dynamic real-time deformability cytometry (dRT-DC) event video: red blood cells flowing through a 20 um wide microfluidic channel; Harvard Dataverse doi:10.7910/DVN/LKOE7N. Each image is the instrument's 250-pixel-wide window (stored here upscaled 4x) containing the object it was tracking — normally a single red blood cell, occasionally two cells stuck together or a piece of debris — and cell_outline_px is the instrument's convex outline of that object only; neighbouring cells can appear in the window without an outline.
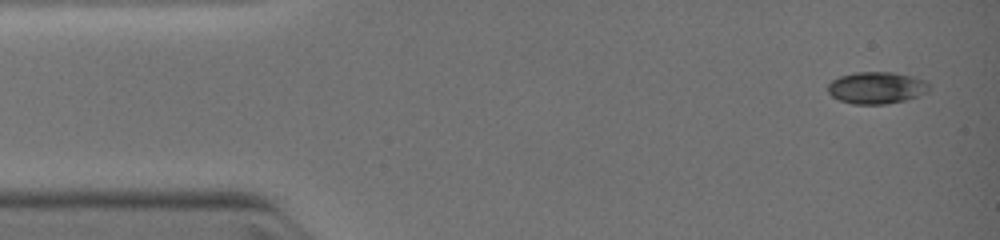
{"species": "common noctule bat (a hibernating species)", "species_latin": "Nyctalus noctula", "temperature_condition": "warm", "stored_images_in_passage": 5, "camera_frame_rate_fps": 3000, "um_per_image_px": 0.085, "animal": {"sex": "female", "body_mass_g": 19.0, "forearm_length_mm": 51.5}, "frame": {"image": 1, "passage_image": 1, "time_ms": 0.0, "image_size_px": [1000, 240], "cell_outline_px": [[928, 92], [904, 100], [888, 104], [852, 104], [840, 100], [832, 96], [828, 92], [828, 84], [832, 80], [840, 76], [856, 72], [892, 72], [916, 76], [924, 80], [928, 84]], "centroid_in_image_um": [74.5, 7.45], "position_along_channel_um": 10.5, "area_um2": 18.84}}
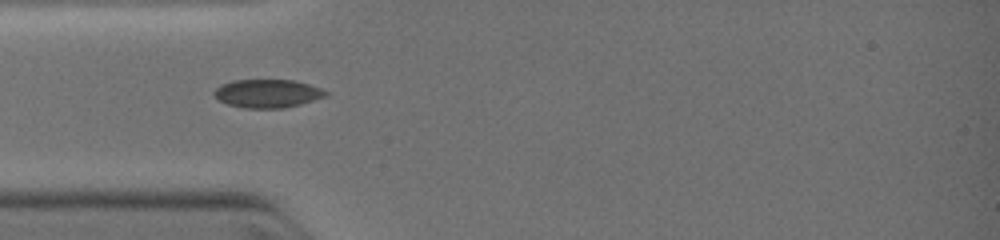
{"frame": {"image": 2, "passage_image": 4, "time_ms": 3.0, "image_size_px": [1000, 240], "cell_outline_px": [[328, 96], [300, 104], [284, 108], [244, 108], [228, 104], [220, 100], [212, 92], [220, 84], [232, 80], [292, 80], [308, 84], [320, 88], [328, 92]], "centroid_in_image_um": [22.73, 7.94], "position_along_channel_um": 62.3, "area_um2": 18.38}}